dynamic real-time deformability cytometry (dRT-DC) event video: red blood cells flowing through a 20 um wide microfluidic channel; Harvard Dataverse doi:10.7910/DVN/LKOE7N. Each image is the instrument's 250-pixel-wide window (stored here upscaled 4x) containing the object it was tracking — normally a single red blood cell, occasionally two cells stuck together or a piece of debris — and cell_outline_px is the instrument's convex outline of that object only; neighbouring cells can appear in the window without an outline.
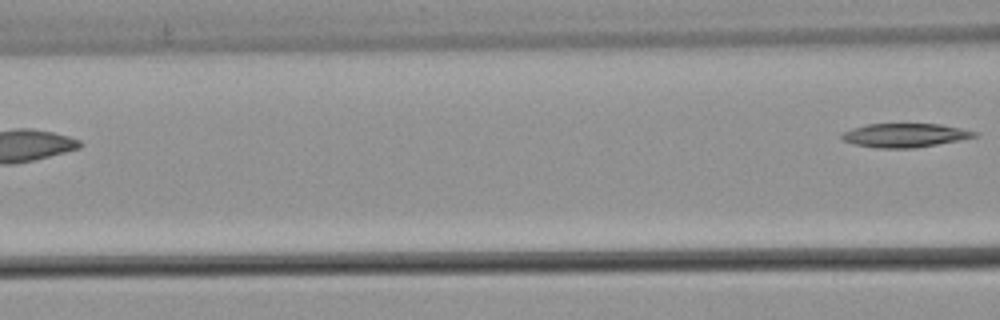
{"species": "common noctule bat (a hibernating species)", "species_latin": "Nyctalus noctula", "temperature_condition": "warm", "stored_images_in_passage": 5, "camera_frame_rate_fps": 3000, "um_per_image_px": 0.085, "animal": {"sex": "male", "body_mass_g": 21.5, "forearm_length_mm": 52.0}, "frame": {"image": 1, "passage_image": 5, "time_ms": 1.333, "image_size_px": [1000, 320], "cell_outline_px": [[980, 136], [916, 148], [876, 148], [852, 144], [844, 140], [840, 136], [840, 132], [852, 128], [868, 124], [940, 124], [980, 132]], "centroid_in_image_um": [76.91, 11.5], "position_along_channel_um": 89.7, "area_um2": 18.61}}